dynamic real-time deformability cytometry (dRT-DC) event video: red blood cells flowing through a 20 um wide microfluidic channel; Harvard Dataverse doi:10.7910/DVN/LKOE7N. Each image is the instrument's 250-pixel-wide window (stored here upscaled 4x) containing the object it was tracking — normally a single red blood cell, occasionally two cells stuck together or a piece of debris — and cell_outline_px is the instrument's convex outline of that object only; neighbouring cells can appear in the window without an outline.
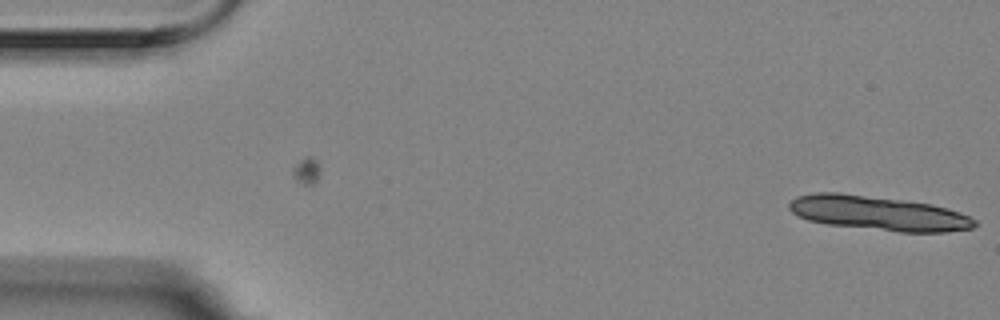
{"species": "Egyptian fruit bat (a non-hibernating species)", "species_latin": "Rousettus aegyptiacus", "temperature_condition": "room temperature", "stored_images_in_passage": 9, "camera_frame_rate_fps": 3000, "um_per_image_px": 0.085, "animal": {"sex": "female"}, "frame": {"image": 1, "passage_image": 9, "time_ms": 2.667, "image_size_px": [1000, 320], "cell_outline_px": [[980, 224], [972, 228], [944, 232], [900, 232], [828, 224], [808, 220], [792, 212], [788, 208], [788, 204], [796, 196], [816, 192], [840, 192], [932, 204], [968, 216], [976, 220]], "centroid_in_image_um": [74.63, 18.12], "position_along_channel_um": 10.4, "area_um2": 36.93}}